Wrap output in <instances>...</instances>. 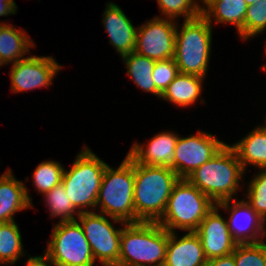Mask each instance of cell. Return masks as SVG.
I'll return each mask as SVG.
<instances>
[{"label":"cell","mask_w":266,"mask_h":266,"mask_svg":"<svg viewBox=\"0 0 266 266\" xmlns=\"http://www.w3.org/2000/svg\"><path fill=\"white\" fill-rule=\"evenodd\" d=\"M244 169L236 151L225 144L210 160L194 170L186 179L206 194L219 208L229 209L238 190Z\"/></svg>","instance_id":"1"},{"label":"cell","mask_w":266,"mask_h":266,"mask_svg":"<svg viewBox=\"0 0 266 266\" xmlns=\"http://www.w3.org/2000/svg\"><path fill=\"white\" fill-rule=\"evenodd\" d=\"M135 223L157 222L163 215L175 183L180 179L168 167L134 162Z\"/></svg>","instance_id":"2"},{"label":"cell","mask_w":266,"mask_h":266,"mask_svg":"<svg viewBox=\"0 0 266 266\" xmlns=\"http://www.w3.org/2000/svg\"><path fill=\"white\" fill-rule=\"evenodd\" d=\"M169 231L158 222L126 223L118 266H163Z\"/></svg>","instance_id":"3"},{"label":"cell","mask_w":266,"mask_h":266,"mask_svg":"<svg viewBox=\"0 0 266 266\" xmlns=\"http://www.w3.org/2000/svg\"><path fill=\"white\" fill-rule=\"evenodd\" d=\"M134 181V161L128 155L115 170L107 165L96 200L100 213L123 225L135 223Z\"/></svg>","instance_id":"4"},{"label":"cell","mask_w":266,"mask_h":266,"mask_svg":"<svg viewBox=\"0 0 266 266\" xmlns=\"http://www.w3.org/2000/svg\"><path fill=\"white\" fill-rule=\"evenodd\" d=\"M216 204L186 178L174 185L162 217L157 221L169 232L175 228L196 231ZM174 229V230H173Z\"/></svg>","instance_id":"5"},{"label":"cell","mask_w":266,"mask_h":266,"mask_svg":"<svg viewBox=\"0 0 266 266\" xmlns=\"http://www.w3.org/2000/svg\"><path fill=\"white\" fill-rule=\"evenodd\" d=\"M204 16L184 20L175 34L174 60L178 71L205 77L211 50L212 28Z\"/></svg>","instance_id":"6"},{"label":"cell","mask_w":266,"mask_h":266,"mask_svg":"<svg viewBox=\"0 0 266 266\" xmlns=\"http://www.w3.org/2000/svg\"><path fill=\"white\" fill-rule=\"evenodd\" d=\"M107 165L88 147H85L78 154L69 171L64 169L62 184L73 206L79 209L77 215L88 212L85 207H96L98 192Z\"/></svg>","instance_id":"7"},{"label":"cell","mask_w":266,"mask_h":266,"mask_svg":"<svg viewBox=\"0 0 266 266\" xmlns=\"http://www.w3.org/2000/svg\"><path fill=\"white\" fill-rule=\"evenodd\" d=\"M45 253L54 266H94L90 244L77 220L59 222Z\"/></svg>","instance_id":"8"},{"label":"cell","mask_w":266,"mask_h":266,"mask_svg":"<svg viewBox=\"0 0 266 266\" xmlns=\"http://www.w3.org/2000/svg\"><path fill=\"white\" fill-rule=\"evenodd\" d=\"M78 217L94 260L104 266H118L122 229H115L104 214L88 211Z\"/></svg>","instance_id":"9"},{"label":"cell","mask_w":266,"mask_h":266,"mask_svg":"<svg viewBox=\"0 0 266 266\" xmlns=\"http://www.w3.org/2000/svg\"><path fill=\"white\" fill-rule=\"evenodd\" d=\"M173 21L157 16L140 26L134 52L156 61L174 58L177 26Z\"/></svg>","instance_id":"10"},{"label":"cell","mask_w":266,"mask_h":266,"mask_svg":"<svg viewBox=\"0 0 266 266\" xmlns=\"http://www.w3.org/2000/svg\"><path fill=\"white\" fill-rule=\"evenodd\" d=\"M225 143L212 134L198 132L185 138L178 137L174 152V171L179 178H186L210 160Z\"/></svg>","instance_id":"11"},{"label":"cell","mask_w":266,"mask_h":266,"mask_svg":"<svg viewBox=\"0 0 266 266\" xmlns=\"http://www.w3.org/2000/svg\"><path fill=\"white\" fill-rule=\"evenodd\" d=\"M61 69L51 56H30L12 65L10 78L12 91L22 92L52 85L55 74Z\"/></svg>","instance_id":"12"},{"label":"cell","mask_w":266,"mask_h":266,"mask_svg":"<svg viewBox=\"0 0 266 266\" xmlns=\"http://www.w3.org/2000/svg\"><path fill=\"white\" fill-rule=\"evenodd\" d=\"M195 232L201 239L207 260L232 254L238 244L230 232L228 221L219 215L217 205L205 216Z\"/></svg>","instance_id":"13"},{"label":"cell","mask_w":266,"mask_h":266,"mask_svg":"<svg viewBox=\"0 0 266 266\" xmlns=\"http://www.w3.org/2000/svg\"><path fill=\"white\" fill-rule=\"evenodd\" d=\"M177 139V134L162 132L150 139L145 149L144 145H139L136 142L127 155L135 163L168 167L174 170V152Z\"/></svg>","instance_id":"14"},{"label":"cell","mask_w":266,"mask_h":266,"mask_svg":"<svg viewBox=\"0 0 266 266\" xmlns=\"http://www.w3.org/2000/svg\"><path fill=\"white\" fill-rule=\"evenodd\" d=\"M175 232H169L165 262L163 266H205L202 242L195 231H189L178 239Z\"/></svg>","instance_id":"15"},{"label":"cell","mask_w":266,"mask_h":266,"mask_svg":"<svg viewBox=\"0 0 266 266\" xmlns=\"http://www.w3.org/2000/svg\"><path fill=\"white\" fill-rule=\"evenodd\" d=\"M230 207L232 213L228 219V226L233 238L238 243H257L262 241L263 239L258 238V236H266L264 220L251 206L244 200H234Z\"/></svg>","instance_id":"16"},{"label":"cell","mask_w":266,"mask_h":266,"mask_svg":"<svg viewBox=\"0 0 266 266\" xmlns=\"http://www.w3.org/2000/svg\"><path fill=\"white\" fill-rule=\"evenodd\" d=\"M103 24L110 43L121 56L134 52L137 30L118 5L110 2L103 14Z\"/></svg>","instance_id":"17"},{"label":"cell","mask_w":266,"mask_h":266,"mask_svg":"<svg viewBox=\"0 0 266 266\" xmlns=\"http://www.w3.org/2000/svg\"><path fill=\"white\" fill-rule=\"evenodd\" d=\"M10 170L0 177V223L12 222L15 212L32 207L28 189Z\"/></svg>","instance_id":"18"},{"label":"cell","mask_w":266,"mask_h":266,"mask_svg":"<svg viewBox=\"0 0 266 266\" xmlns=\"http://www.w3.org/2000/svg\"><path fill=\"white\" fill-rule=\"evenodd\" d=\"M206 5L202 16L212 25V16L217 23H230L236 25L238 34L243 39V25L247 12L245 0H202Z\"/></svg>","instance_id":"19"},{"label":"cell","mask_w":266,"mask_h":266,"mask_svg":"<svg viewBox=\"0 0 266 266\" xmlns=\"http://www.w3.org/2000/svg\"><path fill=\"white\" fill-rule=\"evenodd\" d=\"M232 147L244 171L247 164L266 169V121L264 126L255 128Z\"/></svg>","instance_id":"20"},{"label":"cell","mask_w":266,"mask_h":266,"mask_svg":"<svg viewBox=\"0 0 266 266\" xmlns=\"http://www.w3.org/2000/svg\"><path fill=\"white\" fill-rule=\"evenodd\" d=\"M203 79L204 77L179 72L161 98L178 106H190L201 94Z\"/></svg>","instance_id":"21"},{"label":"cell","mask_w":266,"mask_h":266,"mask_svg":"<svg viewBox=\"0 0 266 266\" xmlns=\"http://www.w3.org/2000/svg\"><path fill=\"white\" fill-rule=\"evenodd\" d=\"M34 43L27 35L10 24L1 23L0 32V66L23 60V56L33 47Z\"/></svg>","instance_id":"22"},{"label":"cell","mask_w":266,"mask_h":266,"mask_svg":"<svg viewBox=\"0 0 266 266\" xmlns=\"http://www.w3.org/2000/svg\"><path fill=\"white\" fill-rule=\"evenodd\" d=\"M122 58L127 66V74L130 79H134V83L141 89L161 98L153 79V69L156 60L139 55L136 52L124 55Z\"/></svg>","instance_id":"23"},{"label":"cell","mask_w":266,"mask_h":266,"mask_svg":"<svg viewBox=\"0 0 266 266\" xmlns=\"http://www.w3.org/2000/svg\"><path fill=\"white\" fill-rule=\"evenodd\" d=\"M21 233L15 221L0 223V264H14L23 256Z\"/></svg>","instance_id":"24"},{"label":"cell","mask_w":266,"mask_h":266,"mask_svg":"<svg viewBox=\"0 0 266 266\" xmlns=\"http://www.w3.org/2000/svg\"><path fill=\"white\" fill-rule=\"evenodd\" d=\"M63 171L64 168L59 162L52 160L40 163L33 173L34 186L44 195L62 183Z\"/></svg>","instance_id":"25"},{"label":"cell","mask_w":266,"mask_h":266,"mask_svg":"<svg viewBox=\"0 0 266 266\" xmlns=\"http://www.w3.org/2000/svg\"><path fill=\"white\" fill-rule=\"evenodd\" d=\"M65 188L62 183L55 186L52 190L45 193L47 206L50 208L51 216H60L59 222L75 221L74 212H77L69 197L66 195Z\"/></svg>","instance_id":"26"},{"label":"cell","mask_w":266,"mask_h":266,"mask_svg":"<svg viewBox=\"0 0 266 266\" xmlns=\"http://www.w3.org/2000/svg\"><path fill=\"white\" fill-rule=\"evenodd\" d=\"M232 255L236 266H266V243H238Z\"/></svg>","instance_id":"27"},{"label":"cell","mask_w":266,"mask_h":266,"mask_svg":"<svg viewBox=\"0 0 266 266\" xmlns=\"http://www.w3.org/2000/svg\"><path fill=\"white\" fill-rule=\"evenodd\" d=\"M162 14L165 18L175 19L178 16H185L184 20H191L203 13L201 7L195 0H157Z\"/></svg>","instance_id":"28"},{"label":"cell","mask_w":266,"mask_h":266,"mask_svg":"<svg viewBox=\"0 0 266 266\" xmlns=\"http://www.w3.org/2000/svg\"><path fill=\"white\" fill-rule=\"evenodd\" d=\"M266 28V0L247 6L243 25V39L254 37Z\"/></svg>","instance_id":"29"},{"label":"cell","mask_w":266,"mask_h":266,"mask_svg":"<svg viewBox=\"0 0 266 266\" xmlns=\"http://www.w3.org/2000/svg\"><path fill=\"white\" fill-rule=\"evenodd\" d=\"M261 170L262 172L250 181L246 202L266 222V169Z\"/></svg>","instance_id":"30"},{"label":"cell","mask_w":266,"mask_h":266,"mask_svg":"<svg viewBox=\"0 0 266 266\" xmlns=\"http://www.w3.org/2000/svg\"><path fill=\"white\" fill-rule=\"evenodd\" d=\"M178 73V67L173 58L156 61L153 69V79L157 91L161 95Z\"/></svg>","instance_id":"31"},{"label":"cell","mask_w":266,"mask_h":266,"mask_svg":"<svg viewBox=\"0 0 266 266\" xmlns=\"http://www.w3.org/2000/svg\"><path fill=\"white\" fill-rule=\"evenodd\" d=\"M205 266H236V264L234 256L230 254L207 260V264Z\"/></svg>","instance_id":"32"},{"label":"cell","mask_w":266,"mask_h":266,"mask_svg":"<svg viewBox=\"0 0 266 266\" xmlns=\"http://www.w3.org/2000/svg\"><path fill=\"white\" fill-rule=\"evenodd\" d=\"M17 5L13 0H0V16L15 14Z\"/></svg>","instance_id":"33"},{"label":"cell","mask_w":266,"mask_h":266,"mask_svg":"<svg viewBox=\"0 0 266 266\" xmlns=\"http://www.w3.org/2000/svg\"><path fill=\"white\" fill-rule=\"evenodd\" d=\"M26 264L27 266H52L51 264L53 263L50 260H47L45 256H35L29 258Z\"/></svg>","instance_id":"34"},{"label":"cell","mask_w":266,"mask_h":266,"mask_svg":"<svg viewBox=\"0 0 266 266\" xmlns=\"http://www.w3.org/2000/svg\"><path fill=\"white\" fill-rule=\"evenodd\" d=\"M247 5H253L255 4L258 0H245Z\"/></svg>","instance_id":"35"}]
</instances>
